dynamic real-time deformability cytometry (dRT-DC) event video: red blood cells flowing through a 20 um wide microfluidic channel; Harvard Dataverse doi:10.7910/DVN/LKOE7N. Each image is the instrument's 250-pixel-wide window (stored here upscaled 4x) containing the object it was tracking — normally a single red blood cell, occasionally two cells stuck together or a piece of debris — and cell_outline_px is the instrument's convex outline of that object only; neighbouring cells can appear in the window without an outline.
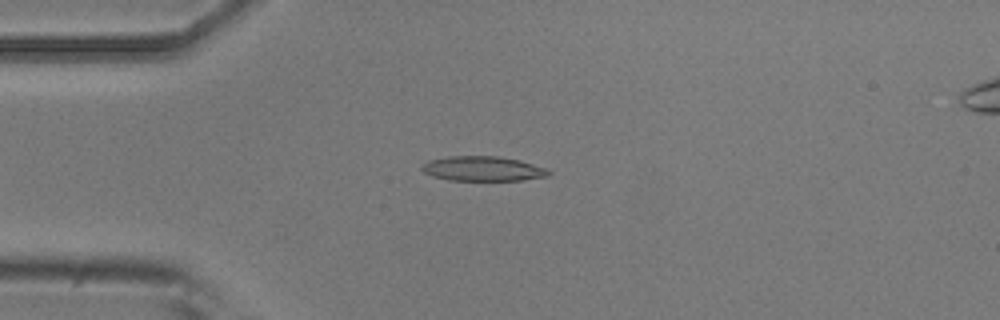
{"species": "common noctule bat (a hibernating species)", "species_latin": "Nyctalus noctula", "temperature_condition": "room temperature", "stored_images_in_passage": 8, "camera_frame_rate_fps": 3000, "um_per_image_px": 0.085, "animal": {"sex": "male", "body_mass_g": 20.5, "forearm_length_mm": 52.5}, "frame": {"image": 1, "passage_image": 3, "time_ms": 3.0, "image_size_px": [1000, 320], "cell_outline_px": [[552, 172], [548, 176], [520, 180], [448, 180], [432, 176], [424, 172], [420, 168], [428, 160], [448, 156], [500, 156], [520, 160], [548, 168]], "centroid_in_image_um": [41.06, 14.33], "position_along_channel_um": 43.9, "area_um2": 18.38}}
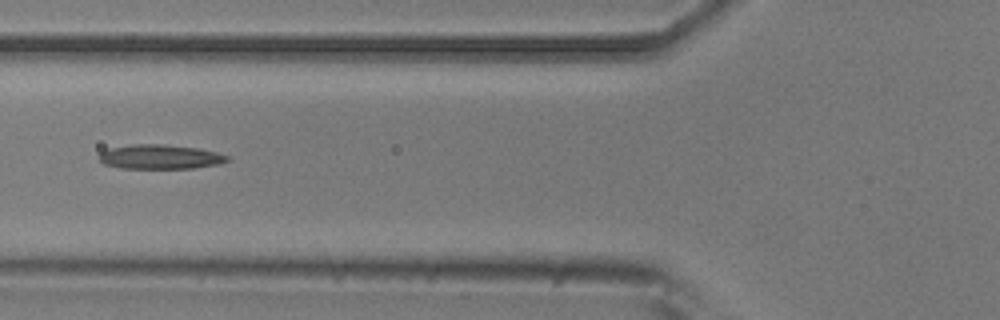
{"frame": {"image": 2, "passage_image": 5, "time_ms": 5.333, "image_size_px": [1000, 320], "cell_outline_px": [[228, 160], [220, 164], [192, 168], [120, 168], [104, 164], [100, 160], [100, 152], [108, 148], [132, 144], [160, 144], [196, 148], [216, 152], [228, 156]], "centroid_in_image_um": [13.58, 13.33], "position_along_channel_um": 112.2, "area_um2": 18.09}}
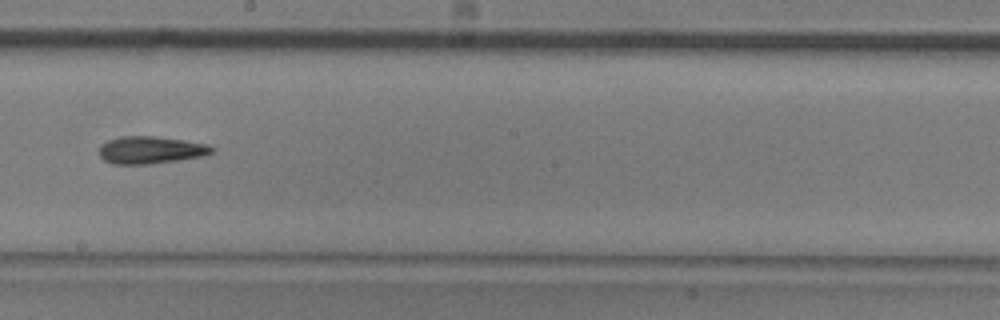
{"frame": {"image": 3, "passage_image": 8, "time_ms": 8.667, "image_size_px": [1000, 320], "cell_outline_px": [[216, 148], [212, 152], [204, 156], [152, 164], [112, 164], [104, 160], [100, 156], [100, 144], [108, 140], [120, 136], [156, 136], [184, 140], [208, 144]], "centroid_in_image_um": [12.81, 12.75], "position_along_channel_um": 235.4, "area_um2": 18.15}}